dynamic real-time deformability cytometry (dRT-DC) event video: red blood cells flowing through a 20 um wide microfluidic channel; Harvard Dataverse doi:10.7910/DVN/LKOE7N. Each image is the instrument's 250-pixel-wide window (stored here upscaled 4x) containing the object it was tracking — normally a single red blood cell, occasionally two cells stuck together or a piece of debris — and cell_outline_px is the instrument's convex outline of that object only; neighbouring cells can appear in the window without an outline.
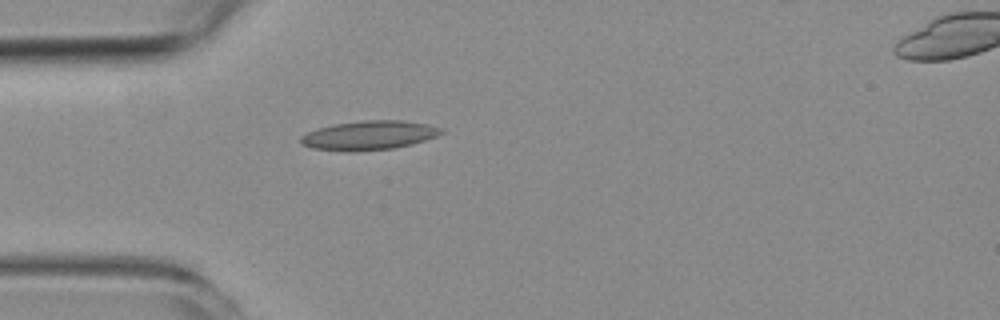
{"species": "common noctule bat (a hibernating species)", "species_latin": "Nyctalus noctula", "temperature_condition": "room temperature", "stored_images_in_passage": 4, "camera_frame_rate_fps": 3000, "um_per_image_px": 0.085, "animal": {"sex": "female", "body_mass_g": 19.3, "forearm_length_mm": 54.1}, "frame": {"image": 1, "passage_image": 3, "time_ms": 3.667, "image_size_px": [1000, 320], "cell_outline_px": [[444, 132], [436, 136], [412, 144], [392, 148], [312, 148], [304, 144], [300, 140], [300, 136], [316, 128], [332, 124], [364, 120], [400, 120], [428, 124], [444, 128]], "centroid_in_image_um": [31.45, 11.43], "position_along_channel_um": 53.6, "area_um2": 22.72}}